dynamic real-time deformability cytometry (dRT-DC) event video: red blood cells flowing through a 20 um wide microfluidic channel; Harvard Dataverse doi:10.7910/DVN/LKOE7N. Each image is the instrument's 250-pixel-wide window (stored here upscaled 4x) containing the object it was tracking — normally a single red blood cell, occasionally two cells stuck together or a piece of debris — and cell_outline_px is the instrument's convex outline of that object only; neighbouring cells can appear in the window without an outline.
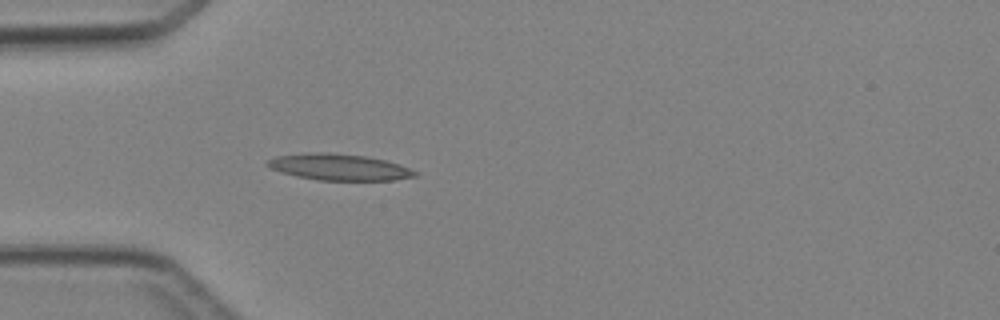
{"species": "Egyptian fruit bat (a non-hibernating species)", "species_latin": "Rousettus aegyptiacus", "temperature_condition": "cold", "stored_images_in_passage": 3, "camera_frame_rate_fps": 3000, "um_per_image_px": 0.085, "animal": {"sex": "female"}, "frame": {"image": 1, "passage_image": 3, "time_ms": 2.333, "image_size_px": [1000, 320], "cell_outline_px": [[420, 172], [416, 176], [392, 180], [316, 180], [296, 176], [268, 168], [264, 164], [268, 160], [276, 156], [316, 152], [328, 152], [368, 156], [400, 164]], "centroid_in_image_um": [28.83, 14.2], "position_along_channel_um": 56.2, "area_um2": 22.77}}